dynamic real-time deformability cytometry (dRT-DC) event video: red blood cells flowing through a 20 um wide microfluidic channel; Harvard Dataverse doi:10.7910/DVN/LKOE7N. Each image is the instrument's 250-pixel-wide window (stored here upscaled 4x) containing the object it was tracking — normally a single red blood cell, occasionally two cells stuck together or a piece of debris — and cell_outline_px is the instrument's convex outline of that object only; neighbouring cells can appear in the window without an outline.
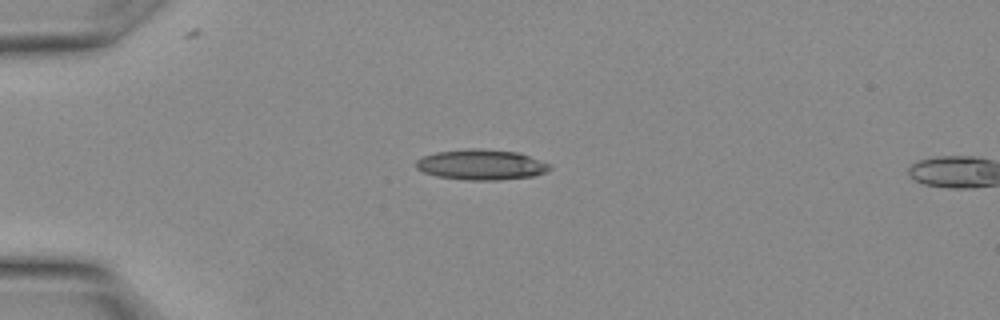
{"species": "Egyptian fruit bat (a non-hibernating species)", "species_latin": "Rousettus aegyptiacus", "temperature_condition": "warm", "stored_images_in_passage": 3, "camera_frame_rate_fps": 3000, "um_per_image_px": 0.085, "animal": {"sex": "female"}, "frame": {"image": 1, "passage_image": 2, "time_ms": 0.333, "image_size_px": [1000, 320], "cell_outline_px": [[552, 168], [544, 172], [532, 176], [496, 180], [468, 180], [440, 176], [424, 172], [416, 168], [416, 160], [424, 156], [436, 152], [472, 148], [476, 148], [520, 152], [552, 164]], "centroid_in_image_um": [40.95, 13.98], "position_along_channel_um": 44.1, "area_um2": 23.58}}